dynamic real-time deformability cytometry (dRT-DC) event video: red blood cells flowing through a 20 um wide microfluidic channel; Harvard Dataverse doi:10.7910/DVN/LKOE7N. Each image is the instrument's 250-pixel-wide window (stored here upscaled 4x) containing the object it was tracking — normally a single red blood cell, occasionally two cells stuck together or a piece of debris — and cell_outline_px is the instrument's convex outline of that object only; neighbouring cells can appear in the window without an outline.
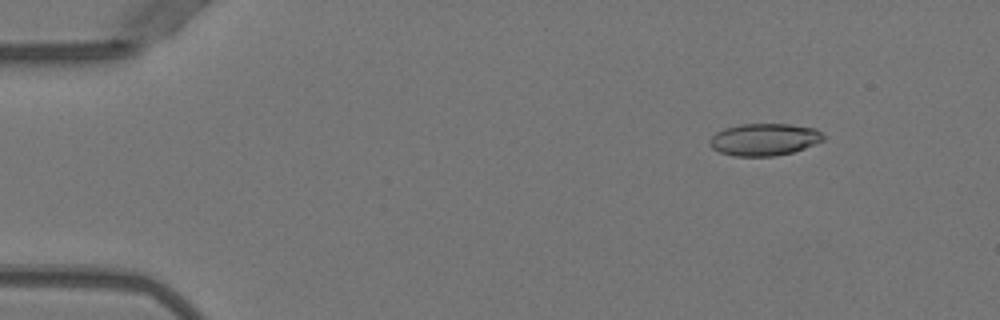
{"species": "Egyptian fruit bat (a non-hibernating species)", "species_latin": "Rousettus aegyptiacus", "temperature_condition": "warm", "stored_images_in_passage": 51, "camera_frame_rate_fps": 3000, "um_per_image_px": 0.085, "animal": {"sex": "female"}, "frame": {"image": 1, "passage_image": 6, "time_ms": 1.667, "image_size_px": [1000, 320], "cell_outline_px": [[824, 140], [804, 148], [792, 152], [776, 156], [732, 156], [720, 152], [712, 148], [708, 144], [708, 140], [716, 132], [724, 128], [740, 124], [788, 124], [816, 128], [824, 136]], "centroid_in_image_um": [64.93, 11.86], "position_along_channel_um": 20.1, "area_um2": 21.39}}
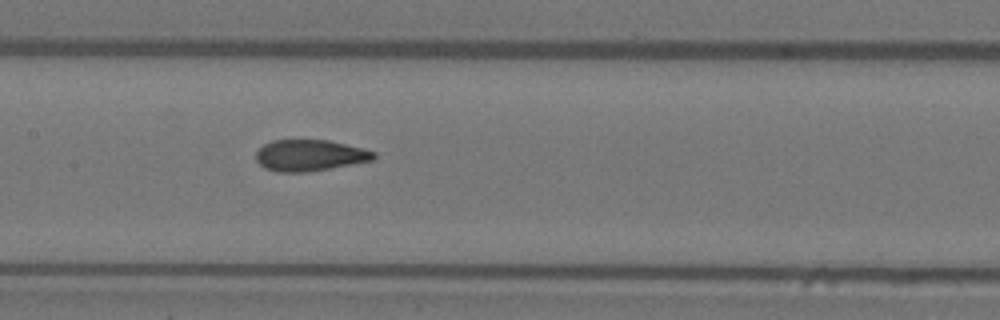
{"frame": {"image": 2, "passage_image": 25, "time_ms": 8.0, "image_size_px": [1000, 320], "cell_outline_px": [[376, 156], [372, 160], [328, 168], [304, 172], [276, 172], [264, 168], [256, 160], [256, 152], [264, 144], [272, 140], [328, 140], [364, 148], [376, 152]], "centroid_in_image_um": [26.31, 13.2], "position_along_channel_um": 181.1, "area_um2": 21.33}}
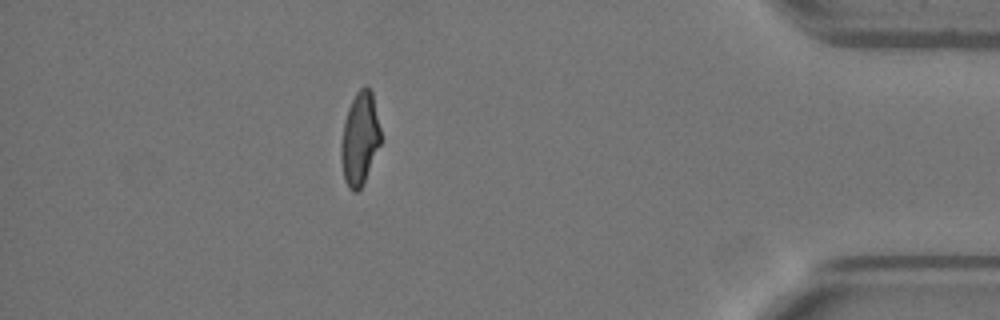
{"frame": {"image": 3, "passage_image": 45, "time_ms": 14.667, "image_size_px": [1000, 320], "cell_outline_px": [[380, 144], [364, 184], [356, 192], [352, 192], [348, 188], [344, 180], [340, 160], [340, 144], [344, 120], [348, 108], [356, 92], [364, 84], [372, 92], [380, 128]], "centroid_in_image_um": [30.55, 11.82], "position_along_channel_um": 404.6, "area_um2": 21.68}, "authors_computed_cell_mechanics": {"area_um2": 21.9062, "velocity_mm_per_s": 4.0124, "shape_relaxation_time_tau1_ms": 8.3217, "shape_relaxation_time_tau2_ms": 0.9605, "deformation_change_tau1": 0.2331, "deformation_change_tau2": 0.0833}}